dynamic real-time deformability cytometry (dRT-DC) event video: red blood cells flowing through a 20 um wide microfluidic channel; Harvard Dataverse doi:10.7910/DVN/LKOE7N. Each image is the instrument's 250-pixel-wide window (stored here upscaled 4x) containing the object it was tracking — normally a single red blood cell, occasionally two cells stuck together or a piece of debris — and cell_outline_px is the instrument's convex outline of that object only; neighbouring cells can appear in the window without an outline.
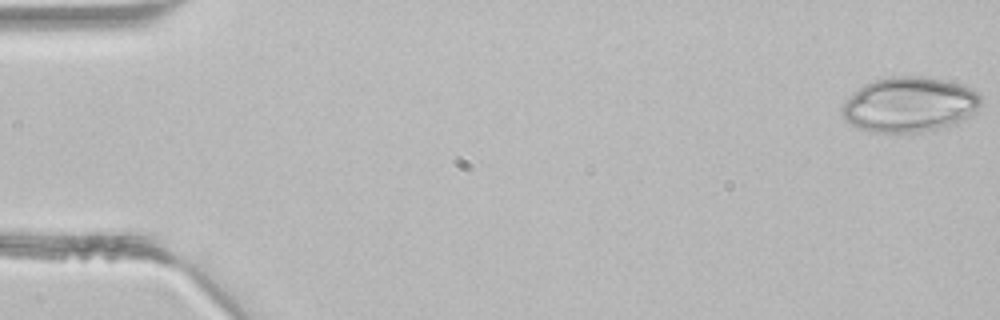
{"species": "common noctule bat (a hibernating species)", "species_latin": "Nyctalus noctula", "temperature_condition": "room temperature", "stored_images_in_passage": 5, "camera_frame_rate_fps": 3000, "um_per_image_px": 0.085, "animal": {"sex": "male", "body_mass_g": 21.5, "forearm_length_mm": 52.0}, "frame": {"image": 1, "passage_image": 1, "time_ms": 0.0, "image_size_px": [1000, 320], "cell_outline_px": [[980, 104], [976, 112], [956, 124], [920, 132], [872, 132], [856, 128], [840, 112], [840, 108], [848, 96], [852, 92], [864, 84], [888, 76], [920, 76], [948, 80], [972, 88], [980, 96]], "centroid_in_image_um": [77.29, 8.88], "position_along_channel_um": 7.7, "area_um2": 44.8}}